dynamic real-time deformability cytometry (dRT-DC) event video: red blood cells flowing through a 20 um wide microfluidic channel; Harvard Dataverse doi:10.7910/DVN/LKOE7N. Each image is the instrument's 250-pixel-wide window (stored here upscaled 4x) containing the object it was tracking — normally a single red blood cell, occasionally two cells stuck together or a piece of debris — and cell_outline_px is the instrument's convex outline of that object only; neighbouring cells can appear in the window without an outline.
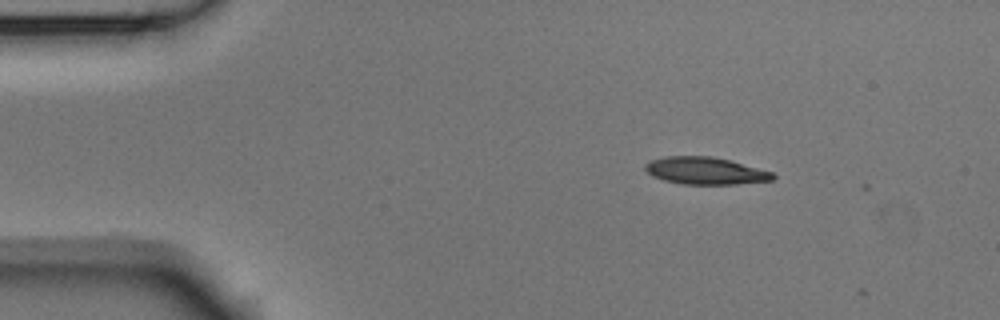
{"species": "Egyptian fruit bat (a non-hibernating species)", "species_latin": "Rousettus aegyptiacus", "temperature_condition": "room temperature", "stored_images_in_passage": 4, "camera_frame_rate_fps": 3000, "um_per_image_px": 0.085, "animal": {"sex": "male"}, "frame": {"image": 1, "passage_image": 2, "time_ms": 0.333, "image_size_px": [1000, 320], "cell_outline_px": [[776, 176], [772, 180], [736, 184], [680, 184], [664, 180], [652, 176], [644, 168], [644, 164], [652, 160], [664, 156], [712, 156], [728, 160], [772, 172]], "centroid_in_image_um": [59.91, 14.52], "position_along_channel_um": 25.1, "area_um2": 20.11}}